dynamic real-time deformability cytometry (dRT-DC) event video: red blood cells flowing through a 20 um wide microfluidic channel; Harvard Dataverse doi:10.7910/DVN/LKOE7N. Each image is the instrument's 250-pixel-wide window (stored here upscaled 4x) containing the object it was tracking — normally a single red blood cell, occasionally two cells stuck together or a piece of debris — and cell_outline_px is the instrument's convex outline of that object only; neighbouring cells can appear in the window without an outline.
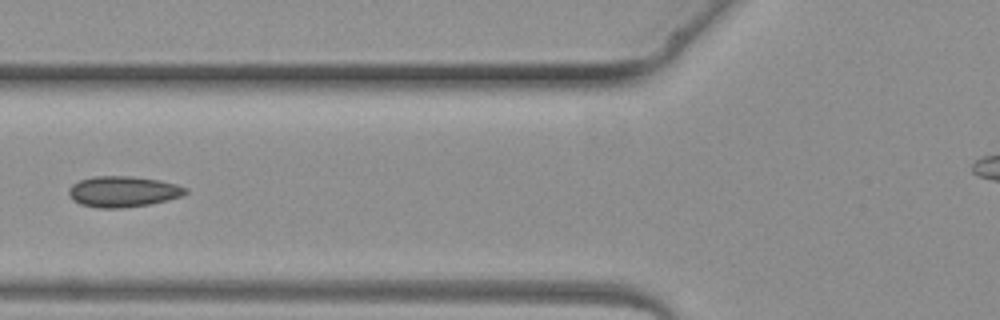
{"species": "common noctule bat (a hibernating species)", "species_latin": "Nyctalus noctula", "temperature_condition": "warm", "stored_images_in_passage": 5, "camera_frame_rate_fps": 3000, "um_per_image_px": 0.085, "animal": {"sex": "female", "body_mass_g": 19.3, "forearm_length_mm": 54.1}, "frame": {"image": 1, "passage_image": 5, "time_ms": 4.667, "image_size_px": [1000, 320], "cell_outline_px": [[188, 192], [184, 196], [152, 204], [124, 208], [96, 208], [80, 204], [72, 200], [68, 196], [68, 188], [72, 184], [80, 180], [96, 176], [132, 176], [160, 180], [176, 184], [188, 188]], "centroid_in_image_um": [10.47, 16.29], "position_along_channel_um": 115.3, "area_um2": 21.39}}